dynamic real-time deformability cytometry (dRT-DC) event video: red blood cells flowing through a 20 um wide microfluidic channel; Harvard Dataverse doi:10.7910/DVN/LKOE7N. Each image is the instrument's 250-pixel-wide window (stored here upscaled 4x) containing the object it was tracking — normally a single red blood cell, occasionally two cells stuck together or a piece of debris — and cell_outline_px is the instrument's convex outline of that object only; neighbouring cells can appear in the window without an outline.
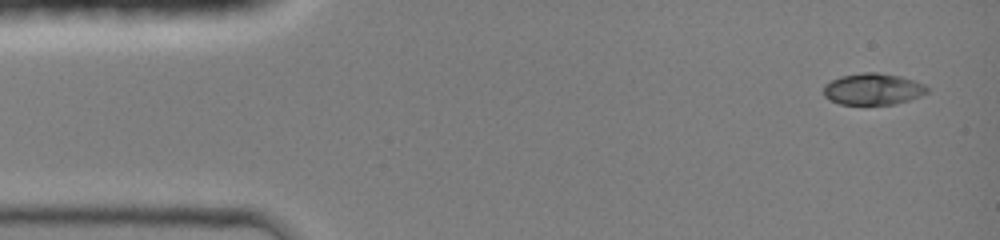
{"species": "common noctule bat (a hibernating species)", "species_latin": "Nyctalus noctula", "temperature_condition": "room temperature", "stored_images_in_passage": 43, "camera_frame_rate_fps": 3000, "um_per_image_px": 0.085, "animal": {"sex": "female", "body_mass_g": 19.0, "forearm_length_mm": 51.5}, "frame": {"image": 1, "passage_image": 1, "time_ms": 0.0, "image_size_px": [1000, 240], "cell_outline_px": [[928, 92], [920, 96], [896, 104], [840, 104], [828, 100], [824, 96], [824, 84], [840, 76], [860, 72], [880, 72], [900, 76], [924, 84], [928, 88]], "centroid_in_image_um": [74.18, 7.56], "position_along_channel_um": 10.8, "area_um2": 19.13}}
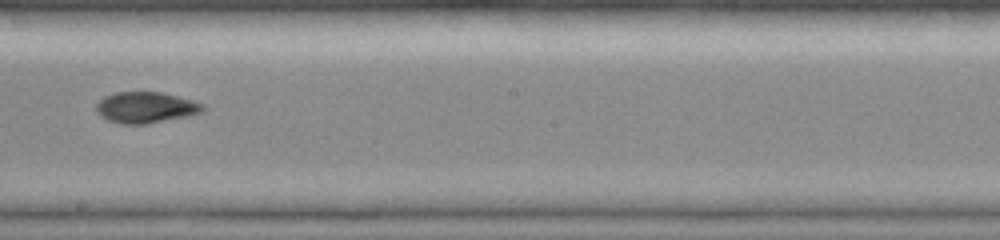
{"frame": {"image": 2, "passage_image": 24, "time_ms": 7.667, "image_size_px": [1000, 240], "cell_outline_px": [[204, 112], [192, 116], [148, 124], [120, 124], [108, 120], [100, 116], [96, 112], [96, 104], [104, 96], [116, 92], [160, 92], [192, 100], [204, 104]], "centroid_in_image_um": [12.41, 9.15], "position_along_channel_um": 235.8, "area_um2": 19.59}}
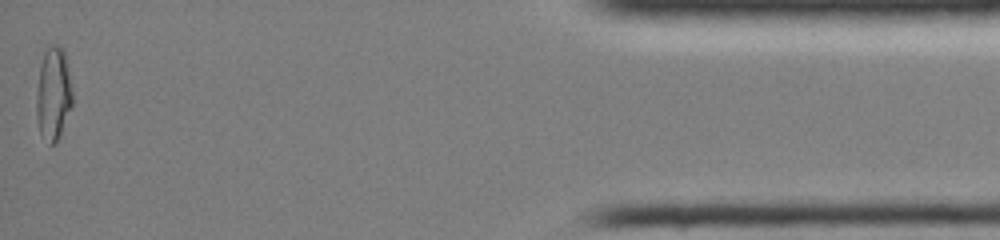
{"frame": {"image": 3, "passage_image": 43, "time_ms": 14.0, "image_size_px": [1000, 240], "cell_outline_px": [[72, 104], [60, 136], [56, 144], [52, 144], [40, 132], [36, 116], [36, 96], [40, 64], [44, 52], [48, 44], [56, 44], [64, 48], [68, 64], [72, 92]], "centroid_in_image_um": [4.54, 7.9], "position_along_channel_um": 430.7, "area_um2": 19.71}, "authors_computed_cell_mechanics": {"area_um2": 19.1896, "velocity_mm_per_s": 4.286, "shape_relaxation_time_tau1_ms": null, "shape_relaxation_time_tau2_ms": 2.9243, "deformation_change_tau1": null, "deformation_change_tau2": 0.0545}}